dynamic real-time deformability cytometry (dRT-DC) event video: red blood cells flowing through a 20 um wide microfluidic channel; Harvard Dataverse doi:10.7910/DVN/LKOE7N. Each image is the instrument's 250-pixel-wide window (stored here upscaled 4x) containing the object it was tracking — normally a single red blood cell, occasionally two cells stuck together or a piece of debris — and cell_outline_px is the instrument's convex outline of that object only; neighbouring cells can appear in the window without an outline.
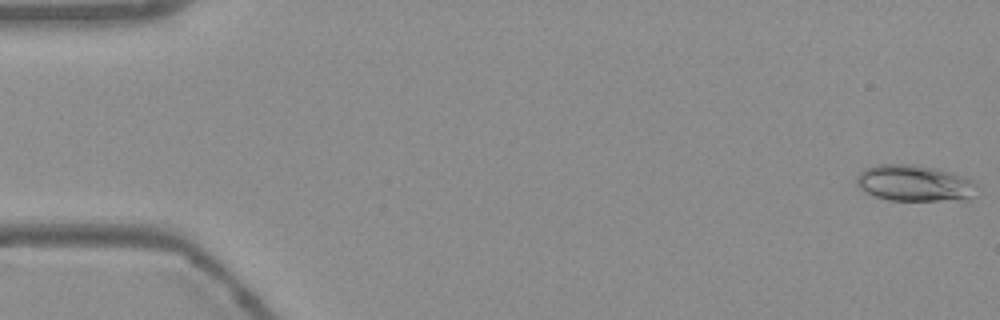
{"species": "Egyptian fruit bat (a non-hibernating species)", "species_latin": "Rousettus aegyptiacus", "temperature_condition": "warm", "stored_images_in_passage": 54, "camera_frame_rate_fps": 3000, "um_per_image_px": 0.085, "frame": {"image": 1, "passage_image": 1, "time_ms": 0.0, "image_size_px": [1000, 320], "cell_outline_px": [[976, 196], [968, 200], [888, 200], [864, 192], [856, 184], [856, 176], [864, 168], [876, 164], [912, 164], [936, 168], [964, 176], [972, 180], [976, 184]], "centroid_in_image_um": [77.74, 15.57], "position_along_channel_um": 7.3, "area_um2": 25.78}}
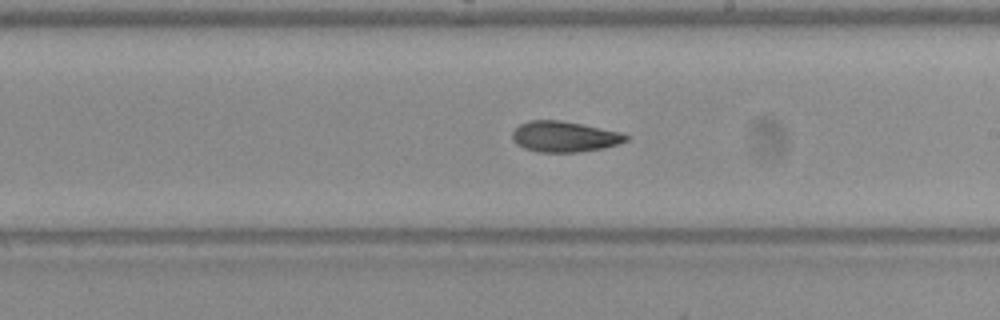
{"frame": {"image": 2, "passage_image": 31, "time_ms": 10.0, "image_size_px": [1000, 320], "cell_outline_px": [[628, 140], [604, 148], [576, 152], [540, 152], [524, 148], [516, 144], [512, 140], [512, 132], [520, 124], [528, 120], [560, 120], [620, 132], [628, 136]], "centroid_in_image_um": [47.93, 11.61], "position_along_channel_um": 241.1, "area_um2": 20.17}}
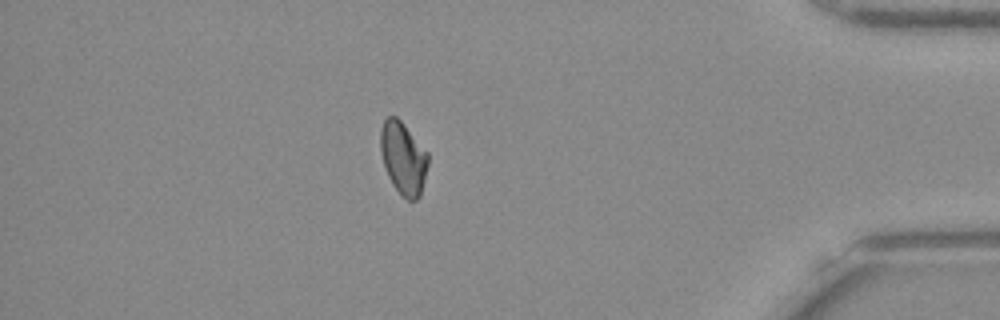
{"frame": {"image": 3, "passage_image": 47, "time_ms": 15.333, "image_size_px": [1000, 320], "cell_outline_px": [[428, 164], [420, 196], [416, 200], [408, 200], [392, 184], [384, 168], [380, 152], [380, 128], [384, 120], [388, 116], [396, 116], [400, 120], [428, 152]], "centroid_in_image_um": [34.26, 13.42], "position_along_channel_um": 400.9, "area_um2": 20.06}, "authors_computed_cell_mechanics": {"area_um2": 20.7502, "velocity_mm_per_s": 3.777, "shape_relaxation_time_tau1_ms": null, "shape_relaxation_time_tau2_ms": 3.3095, "deformation_change_tau1": null, "deformation_change_tau2": 0.0768}}